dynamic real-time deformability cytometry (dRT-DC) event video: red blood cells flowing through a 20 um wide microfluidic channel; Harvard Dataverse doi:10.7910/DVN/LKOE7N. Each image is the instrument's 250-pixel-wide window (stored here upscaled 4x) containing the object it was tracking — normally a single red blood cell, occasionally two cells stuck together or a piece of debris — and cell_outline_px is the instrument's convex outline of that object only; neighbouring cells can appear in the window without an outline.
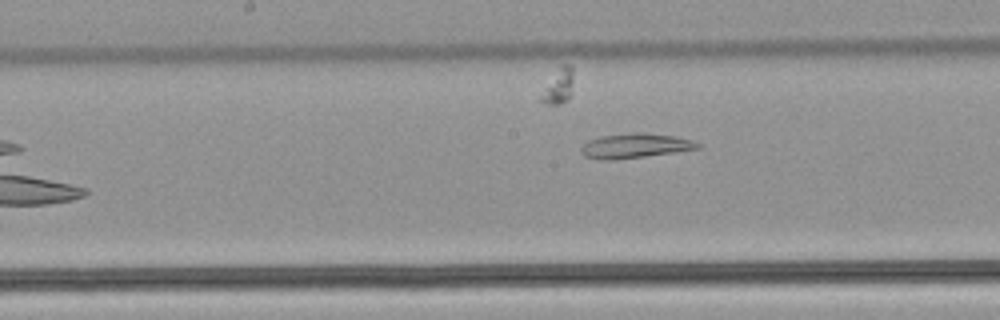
{"species": "common noctule bat (a hibernating species)", "species_latin": "Nyctalus noctula", "temperature_condition": "warm", "stored_images_in_passage": 8, "camera_frame_rate_fps": 3000, "um_per_image_px": 0.085, "animal": {"sex": "male", "body_mass_g": 21.5, "forearm_length_mm": 52.0}, "frame": {"image": 1, "passage_image": 8, "time_ms": 2.333, "image_size_px": [1000, 320], "cell_outline_px": [[700, 148], [644, 156], [608, 160], [604, 160], [584, 156], [580, 152], [580, 148], [588, 140], [600, 136], [636, 132], [644, 132], [676, 136], [692, 140], [700, 144]], "centroid_in_image_um": [53.95, 12.37], "position_along_channel_um": 194.2, "area_um2": 16.59}}